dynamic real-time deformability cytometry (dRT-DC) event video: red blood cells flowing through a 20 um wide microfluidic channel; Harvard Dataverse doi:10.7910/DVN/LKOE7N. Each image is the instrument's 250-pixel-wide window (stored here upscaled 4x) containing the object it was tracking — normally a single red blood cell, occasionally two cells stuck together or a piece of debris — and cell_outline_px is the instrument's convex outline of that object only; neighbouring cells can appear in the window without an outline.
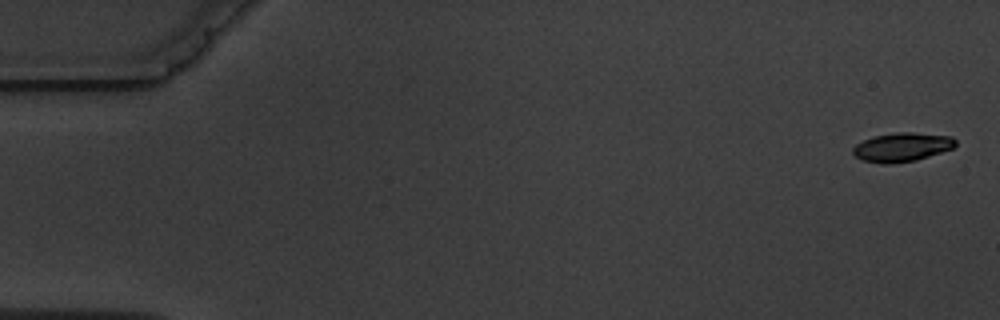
{"species": "common noctule bat (a hibernating species)", "species_latin": "Nyctalus noctula", "temperature_condition": "warm", "stored_images_in_passage": 10, "camera_frame_rate_fps": 3000, "um_per_image_px": 0.085, "animal": {"sex": "male", "body_mass_g": 19.5, "forearm_length_mm": 54.6}, "frame": {"image": 1, "passage_image": 1, "time_ms": 0.0, "image_size_px": [1000, 320], "cell_outline_px": [[956, 144], [952, 148], [916, 160], [884, 164], [864, 160], [856, 156], [852, 152], [852, 148], [856, 144], [864, 140], [876, 136], [896, 132], [912, 132], [952, 136], [956, 140]], "centroid_in_image_um": [76.67, 12.49], "position_along_channel_um": 8.3, "area_um2": 16.99}}
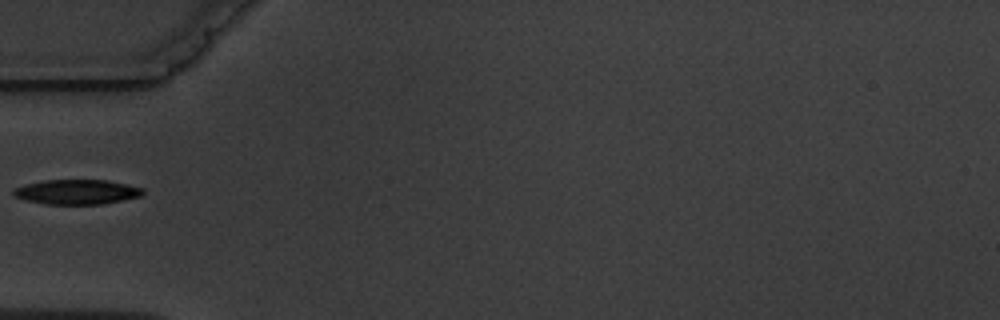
{"frame": {"image": 2, "passage_image": 6, "time_ms": 6.0, "image_size_px": [1000, 320], "cell_outline_px": [[144, 192], [140, 196], [104, 204], [48, 204], [24, 200], [12, 196], [12, 188], [44, 180], [108, 180], [144, 188]], "centroid_in_image_um": [6.5, 16.31], "position_along_channel_um": 78.5, "area_um2": 18.73}}
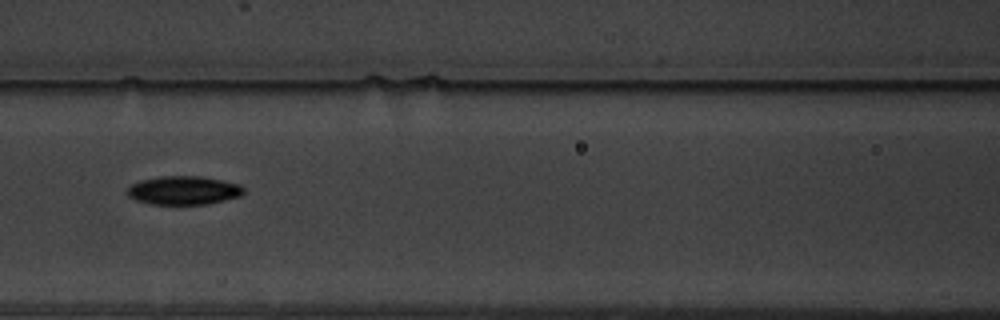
{"frame": {"image": 3, "passage_image": 8, "time_ms": 8.0, "image_size_px": [1000, 320], "cell_outline_px": [[244, 192], [240, 196], [208, 204], [148, 204], [136, 200], [128, 196], [128, 188], [132, 184], [140, 180], [160, 176], [200, 176], [224, 180], [240, 184], [244, 188]], "centroid_in_image_um": [15.62, 16.17], "position_along_channel_um": 151.0, "area_um2": 19.48}}